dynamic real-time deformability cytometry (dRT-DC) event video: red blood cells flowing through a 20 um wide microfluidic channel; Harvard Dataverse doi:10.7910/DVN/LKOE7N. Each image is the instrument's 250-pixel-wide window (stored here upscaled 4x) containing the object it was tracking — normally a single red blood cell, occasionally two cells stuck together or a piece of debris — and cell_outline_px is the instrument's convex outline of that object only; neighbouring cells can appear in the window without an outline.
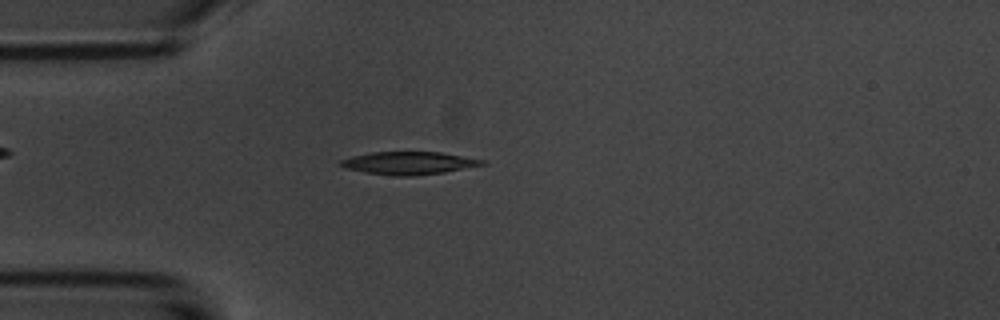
{"species": "common noctule bat (a hibernating species)", "species_latin": "Nyctalus noctula", "temperature_condition": "room temperature", "stored_images_in_passage": 5, "camera_frame_rate_fps": 3000, "um_per_image_px": 0.085, "animal": {"sex": "male", "body_mass_g": 20.1, "forearm_length_mm": 53.5}, "frame": {"image": 1, "passage_image": 5, "time_ms": 4.333, "image_size_px": [1000, 320], "cell_outline_px": [[488, 160], [484, 164], [444, 172], [412, 176], [396, 176], [364, 172], [344, 168], [336, 164], [340, 160], [352, 156], [372, 152], [440, 152]], "centroid_in_image_um": [34.71, 13.86], "position_along_channel_um": 50.3, "area_um2": 18.79}}